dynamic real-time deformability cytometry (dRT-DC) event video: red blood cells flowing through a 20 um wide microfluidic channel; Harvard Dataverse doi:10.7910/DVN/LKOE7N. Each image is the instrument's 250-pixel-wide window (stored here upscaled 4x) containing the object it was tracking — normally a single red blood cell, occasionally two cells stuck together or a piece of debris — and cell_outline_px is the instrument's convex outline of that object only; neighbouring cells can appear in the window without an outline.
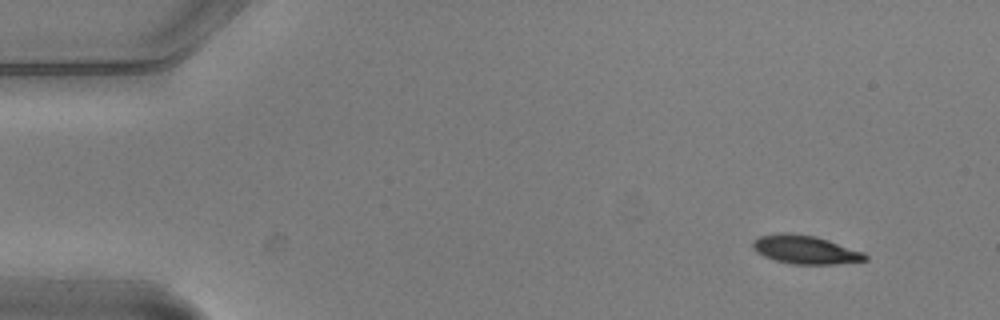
{"species": "common noctule bat (a hibernating species)", "species_latin": "Nyctalus noctula", "temperature_condition": "warm", "stored_images_in_passage": 4, "camera_frame_rate_fps": 3000, "um_per_image_px": 0.085, "animal": {"sex": "male", "body_mass_g": 20.5, "forearm_length_mm": 52.5}, "frame": {"image": 1, "passage_image": 1, "time_ms": 0.0, "image_size_px": [1000, 320], "cell_outline_px": [[868, 260], [836, 264], [792, 264], [776, 260], [764, 256], [756, 252], [752, 248], [752, 240], [760, 236], [780, 232], [788, 232], [816, 236], [864, 252], [868, 256]], "centroid_in_image_um": [68.43, 21.21], "position_along_channel_um": 16.6, "area_um2": 18.79}}
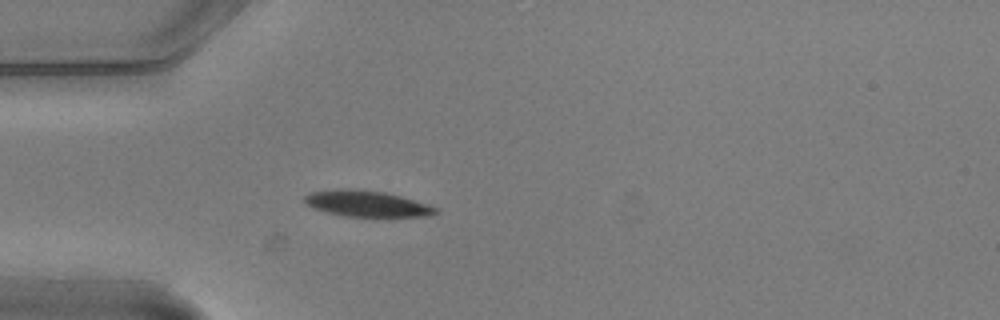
{"frame": {"image": 2, "passage_image": 4, "time_ms": 1.0, "image_size_px": [1000, 320], "cell_outline_px": [[440, 212], [428, 216], [344, 216], [312, 208], [304, 204], [304, 196], [308, 192], [336, 188], [356, 188], [384, 192], [400, 196], [436, 208]], "centroid_in_image_um": [31.07, 17.29], "position_along_channel_um": 53.9, "area_um2": 19.88}}